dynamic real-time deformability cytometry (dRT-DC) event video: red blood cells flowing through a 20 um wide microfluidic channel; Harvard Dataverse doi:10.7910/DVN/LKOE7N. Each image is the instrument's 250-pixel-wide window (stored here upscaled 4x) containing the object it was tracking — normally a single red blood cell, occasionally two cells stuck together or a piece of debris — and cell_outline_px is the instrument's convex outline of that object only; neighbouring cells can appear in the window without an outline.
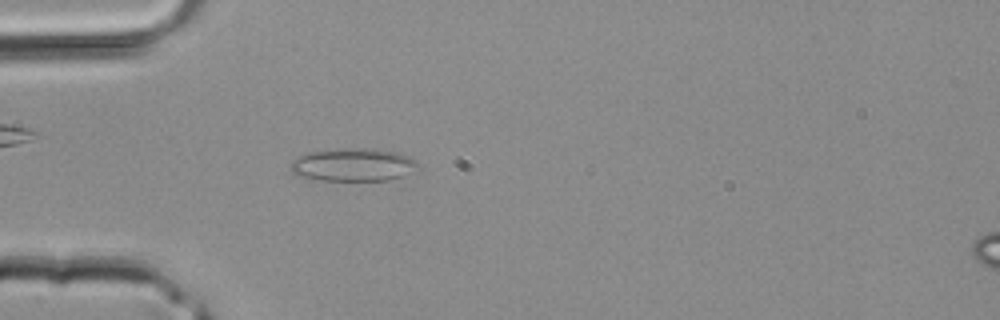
{"species": "common noctule bat (a hibernating species)", "species_latin": "Nyctalus noctula", "temperature_condition": "room temperature", "stored_images_in_passage": 37, "camera_frame_rate_fps": 3000, "um_per_image_px": 0.085, "animal": {"sex": "male", "body_mass_g": 20.4}, "frame": {"image": 1, "passage_image": 10, "time_ms": 3.0, "image_size_px": [1000, 320], "cell_outline_px": [[420, 168], [400, 176], [388, 180], [308, 180], [288, 172], [288, 164], [296, 156], [312, 152], [356, 148], [376, 148], [400, 152], [416, 160], [420, 164]], "centroid_in_image_um": [29.97, 14.01], "position_along_channel_um": 55.0, "area_um2": 24.91}}
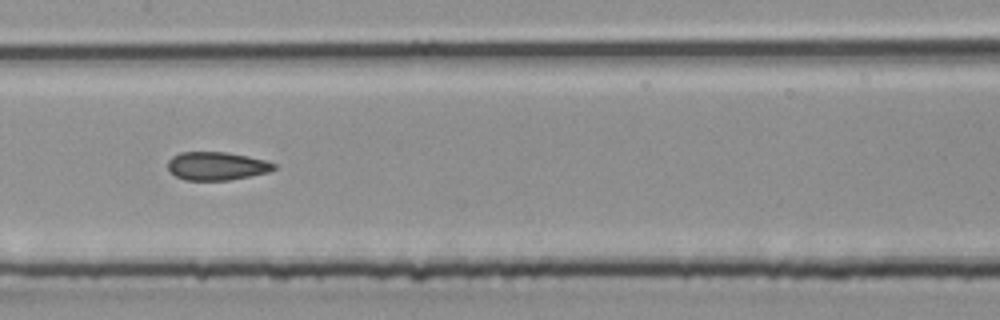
{"frame": {"image": 2, "passage_image": 18, "time_ms": 5.667, "image_size_px": [1000, 320], "cell_outline_px": [[276, 168], [268, 172], [228, 180], [184, 180], [168, 172], [168, 160], [172, 156], [180, 152], [228, 152], [248, 156], [264, 160], [276, 164]], "centroid_in_image_um": [18.38, 14.1], "position_along_channel_um": 189.0, "area_um2": 17.51}}
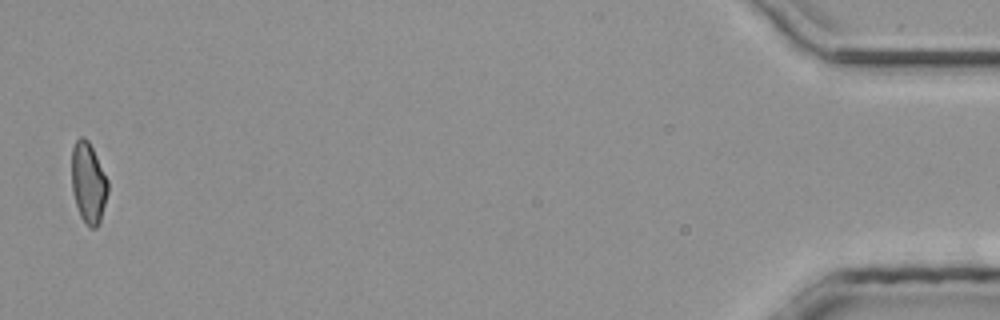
{"frame": {"image": 3, "passage_image": 37, "time_ms": 12.0, "image_size_px": [1000, 320], "cell_outline_px": [[108, 192], [100, 220], [96, 228], [88, 228], [84, 224], [80, 216], [72, 192], [72, 148], [76, 140], [80, 136], [84, 136], [88, 140], [108, 180]], "centroid_in_image_um": [7.5, 15.56], "position_along_channel_um": 427.7, "area_um2": 17.05}}